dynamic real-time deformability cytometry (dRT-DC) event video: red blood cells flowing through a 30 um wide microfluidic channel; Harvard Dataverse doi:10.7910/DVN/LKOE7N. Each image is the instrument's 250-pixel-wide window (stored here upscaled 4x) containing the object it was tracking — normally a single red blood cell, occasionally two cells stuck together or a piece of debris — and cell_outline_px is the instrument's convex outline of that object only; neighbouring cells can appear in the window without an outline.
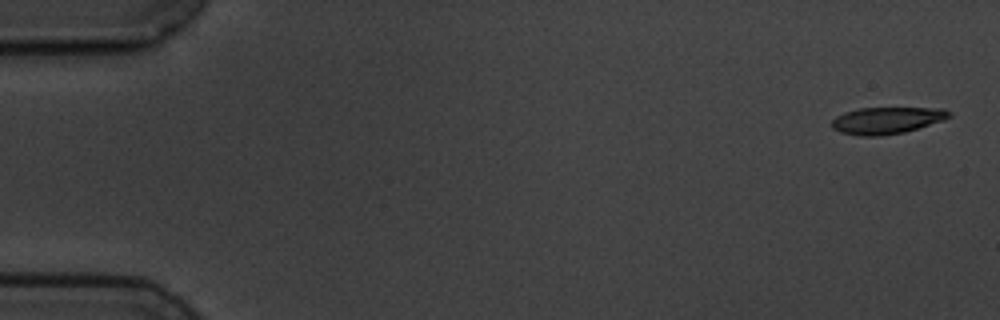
{"species": "common noctule bat (a hibernating species)", "species_latin": "Nyctalus noctula", "temperature_condition": "cold", "stored_images_in_passage": 7, "camera_frame_rate_fps": 3000, "um_per_image_px": 0.085, "animal": {"sex": "male", "body_mass_g": 19.5, "forearm_length_mm": 54.6}, "frame": {"image": 1, "passage_image": 1, "time_ms": 0.0, "image_size_px": [1000, 320], "cell_outline_px": [[952, 116], [944, 120], [904, 132], [880, 136], [860, 136], [840, 132], [832, 128], [832, 120], [836, 116], [844, 112], [860, 108], [944, 108], [952, 112]], "centroid_in_image_um": [75.39, 10.23], "position_along_channel_um": 9.6, "area_um2": 18.38}}
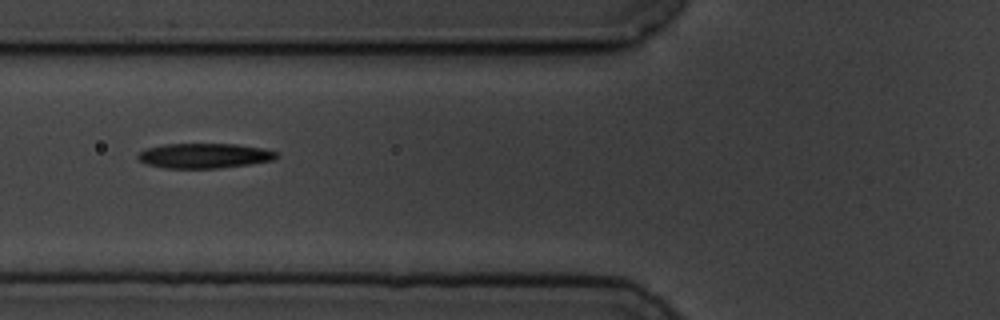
{"frame": {"image": 2, "passage_image": 6, "time_ms": 6.667, "image_size_px": [1000, 320], "cell_outline_px": [[280, 156], [272, 160], [248, 164], [220, 168], [164, 168], [148, 164], [140, 160], [136, 156], [144, 148], [164, 144], [236, 144], [264, 148], [280, 152]], "centroid_in_image_um": [17.4, 13.23], "position_along_channel_um": 108.4, "area_um2": 20.23}}
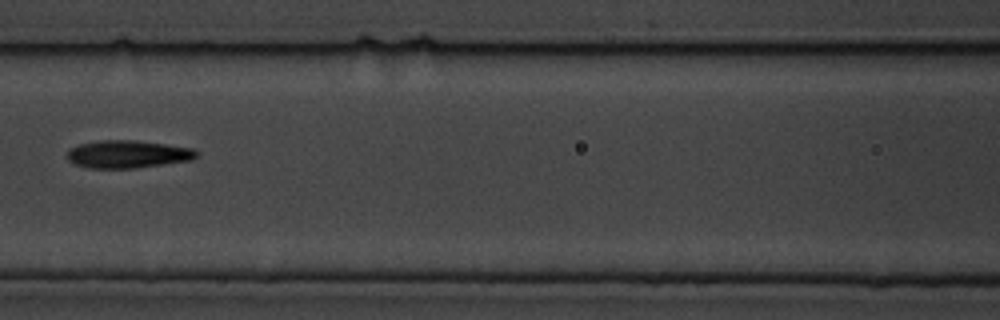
{"frame": {"image": 3, "passage_image": 7, "time_ms": 8.0, "image_size_px": [1000, 320], "cell_outline_px": [[200, 156], [192, 160], [136, 168], [88, 168], [72, 164], [68, 160], [68, 152], [72, 148], [80, 144], [104, 140], [132, 140], [164, 144], [192, 148], [200, 152]], "centroid_in_image_um": [10.9, 13.12], "position_along_channel_um": 155.7, "area_um2": 20.87}}